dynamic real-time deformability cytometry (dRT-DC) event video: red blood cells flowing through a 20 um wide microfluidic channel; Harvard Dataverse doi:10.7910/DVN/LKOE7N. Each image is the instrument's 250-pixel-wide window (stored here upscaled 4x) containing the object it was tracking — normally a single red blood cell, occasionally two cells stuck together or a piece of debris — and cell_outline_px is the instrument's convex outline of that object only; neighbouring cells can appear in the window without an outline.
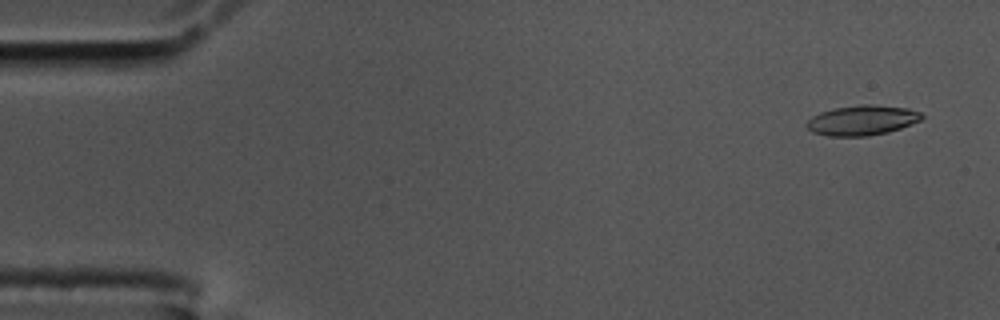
{"species": "common noctule bat (a hibernating species)", "species_latin": "Nyctalus noctula", "temperature_condition": "cold", "stored_images_in_passage": 6, "camera_frame_rate_fps": 3000, "um_per_image_px": 0.085, "animal": {"sex": "male", "body_mass_g": 17.5, "forearm_length_mm": 52.3}, "frame": {"image": 1, "passage_image": 3, "time_ms": 0.667, "image_size_px": [1000, 320], "cell_outline_px": [[924, 116], [920, 120], [900, 128], [888, 132], [868, 136], [828, 136], [812, 132], [804, 124], [812, 116], [820, 112], [832, 108], [860, 104], [872, 104], [908, 108], [920, 112]], "centroid_in_image_um": [73.25, 10.21], "position_along_channel_um": 11.8, "area_um2": 20.23}}